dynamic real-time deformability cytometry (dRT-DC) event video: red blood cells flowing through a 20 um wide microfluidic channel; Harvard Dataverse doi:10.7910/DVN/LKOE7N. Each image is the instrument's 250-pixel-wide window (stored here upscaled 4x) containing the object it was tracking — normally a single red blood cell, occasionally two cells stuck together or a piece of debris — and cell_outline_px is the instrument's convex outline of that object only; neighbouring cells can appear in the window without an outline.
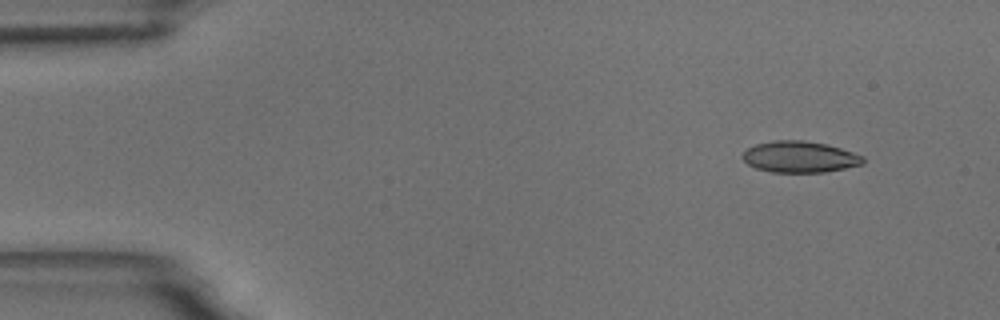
{"species": "common noctule bat (a hibernating species)", "species_latin": "Nyctalus noctula", "temperature_condition": "room temperature", "stored_images_in_passage": 52, "camera_frame_rate_fps": 3000, "um_per_image_px": 0.085, "animal": {"sex": "male", "body_mass_g": 18.8}, "frame": {"image": 1, "passage_image": 1, "time_ms": 0.0, "image_size_px": [1000, 320], "cell_outline_px": [[864, 164], [824, 172], [772, 172], [756, 168], [748, 164], [740, 156], [748, 148], [756, 144], [776, 140], [804, 140], [828, 144], [864, 156]], "centroid_in_image_um": [67.98, 13.33], "position_along_channel_um": 17.0, "area_um2": 21.96}}
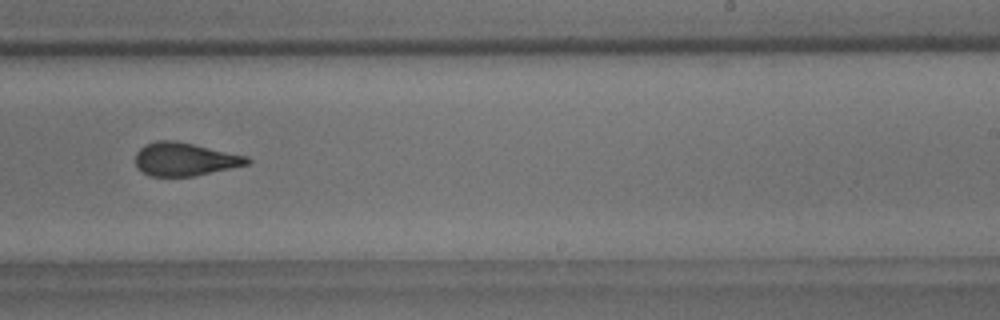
{"frame": {"image": 2, "passage_image": 30, "time_ms": 9.667, "image_size_px": [1000, 320], "cell_outline_px": [[252, 160], [248, 164], [192, 176], [152, 176], [136, 168], [136, 152], [144, 144], [156, 140], [176, 140], [248, 156]], "centroid_in_image_um": [15.68, 13.51], "position_along_channel_um": 273.3, "area_um2": 21.56}}
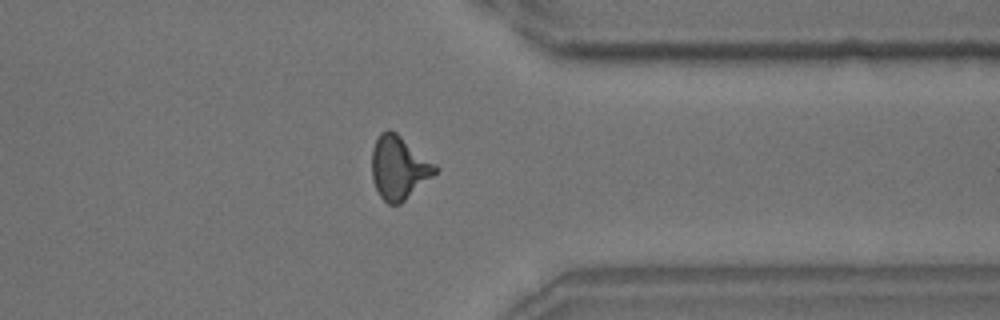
{"frame": {"image": 3, "passage_image": 39, "time_ms": 12.667, "image_size_px": [1000, 320], "cell_outline_px": [[440, 168], [432, 176], [400, 204], [388, 204], [380, 196], [372, 180], [372, 148], [380, 132], [388, 128], [396, 132], [436, 164]], "centroid_in_image_um": [33.89, 14.23], "position_along_channel_um": 377.5, "area_um2": 23.29}, "authors_computed_cell_mechanics": {"area_um2": 22.253, "velocity_mm_per_s": 3.6591, "shape_relaxation_time_tau1_ms": 5.2598, "shape_relaxation_time_tau2_ms": 1.6381, "deformation_change_tau1": 0.1692, "deformation_change_tau2": 0.0896}}